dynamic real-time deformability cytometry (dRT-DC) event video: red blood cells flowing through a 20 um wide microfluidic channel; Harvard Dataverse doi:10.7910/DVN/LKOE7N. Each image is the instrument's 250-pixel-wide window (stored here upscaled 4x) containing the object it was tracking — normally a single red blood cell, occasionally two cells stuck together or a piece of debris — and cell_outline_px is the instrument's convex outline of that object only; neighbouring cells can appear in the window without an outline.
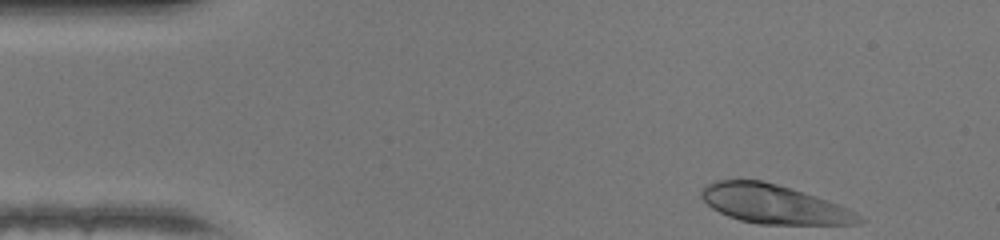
{"species": "human", "species_latin": "Homo sapiens", "temperature_condition": "warm", "stored_images_in_passage": 43, "camera_frame_rate_fps": 3000, "um_per_image_px": 0.085, "donor": {"sex": "female"}, "frame": {"image": 1, "passage_image": 1, "time_ms": 0.0, "image_size_px": [1000, 240], "cell_outline_px": [[864, 220], [860, 224], [760, 224], [740, 220], [728, 216], [712, 208], [700, 196], [700, 192], [708, 184], [716, 180], [760, 180], [776, 184], [816, 196], [848, 208], [856, 212]], "centroid_in_image_um": [65.78, 17.36], "position_along_channel_um": 19.2, "area_um2": 35.37}}
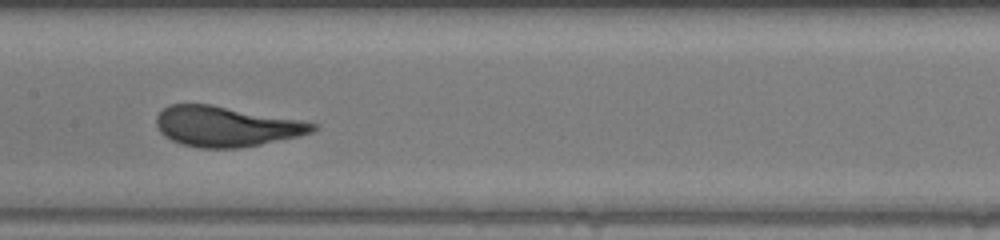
{"frame": {"image": 2, "passage_image": 19, "time_ms": 6.0, "image_size_px": [1000, 240], "cell_outline_px": [[320, 124], [312, 132], [296, 136], [260, 144], [240, 148], [200, 148], [180, 144], [164, 136], [160, 132], [156, 124], [156, 116], [168, 104], [212, 104], [300, 120]], "centroid_in_image_um": [19.18, 10.74], "position_along_channel_um": 188.2, "area_um2": 36.59}}
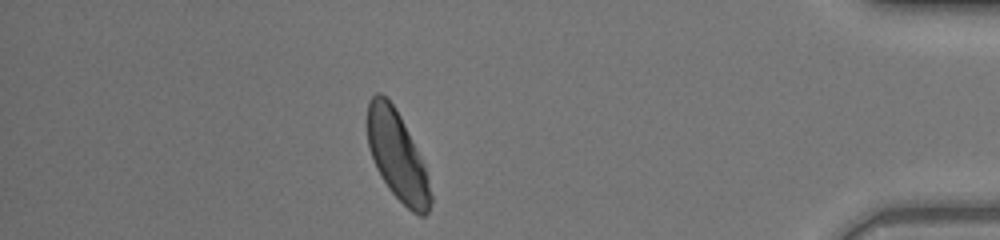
{"frame": {"image": 3, "passage_image": 37, "time_ms": 12.0, "image_size_px": [1000, 240], "cell_outline_px": [[432, 200], [428, 212], [424, 216], [420, 216], [412, 212], [388, 188], [380, 176], [376, 168], [368, 144], [368, 100], [376, 92], [380, 92], [396, 108], [424, 164], [428, 176], [432, 196]], "centroid_in_image_um": [33.77, 13.27], "position_along_channel_um": 401.4, "area_um2": 32.37}, "authors_computed_cell_mechanics": {"area_um2": 35.7204, "velocity_mm_per_s": 4.3447, "shape_relaxation_time_tau1_ms": 3.293, "shape_relaxation_time_tau2_ms": null, "deformation_change_tau1": 0.1694, "deformation_change_tau2": null}}